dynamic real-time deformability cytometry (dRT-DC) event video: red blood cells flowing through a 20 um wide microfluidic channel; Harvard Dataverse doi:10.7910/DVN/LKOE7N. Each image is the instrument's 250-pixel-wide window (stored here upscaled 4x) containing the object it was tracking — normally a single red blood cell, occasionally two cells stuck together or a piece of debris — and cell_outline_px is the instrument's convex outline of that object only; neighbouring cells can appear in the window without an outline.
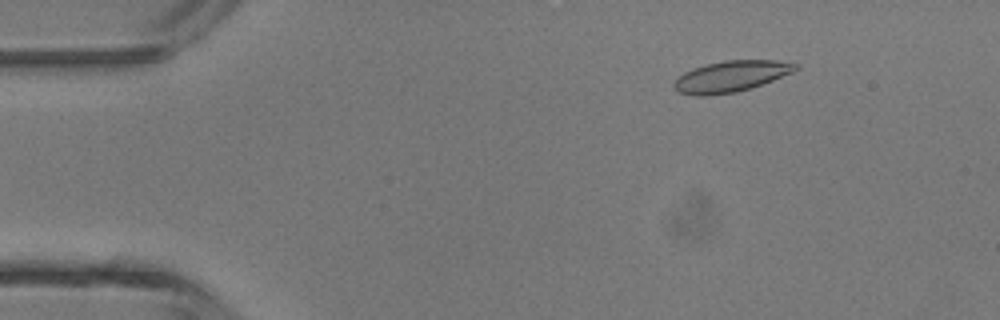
{"species": "common noctule bat (a hibernating species)", "species_latin": "Nyctalus noctula", "temperature_condition": "room temperature", "stored_images_in_passage": 46, "camera_frame_rate_fps": 3000, "um_per_image_px": 0.085, "animal": {"sex": "male", "body_mass_g": 13.3}, "frame": {"image": 1, "passage_image": 7, "time_ms": 2.0, "image_size_px": [1000, 320], "cell_outline_px": [[800, 68], [792, 72], [752, 88], [736, 92], [708, 96], [696, 96], [680, 92], [672, 84], [684, 72], [692, 68], [724, 60], [776, 60], [800, 64]], "centroid_in_image_um": [62.16, 6.49], "position_along_channel_um": 22.8, "area_um2": 21.96}}
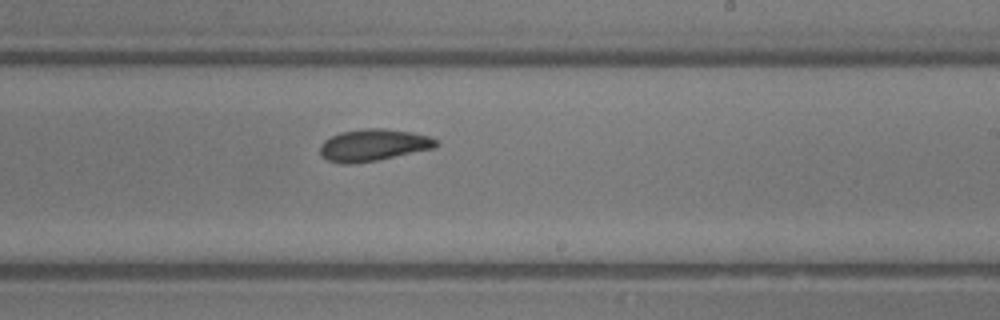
{"frame": {"image": 2, "passage_image": 28, "time_ms": 9.0, "image_size_px": [1000, 320], "cell_outline_px": [[440, 144], [436, 148], [376, 160], [348, 164], [344, 164], [328, 160], [320, 156], [320, 144], [324, 140], [340, 132], [368, 128], [384, 128], [412, 132], [432, 136], [440, 140]], "centroid_in_image_um": [31.79, 12.32], "position_along_channel_um": 257.2, "area_um2": 21.79}}
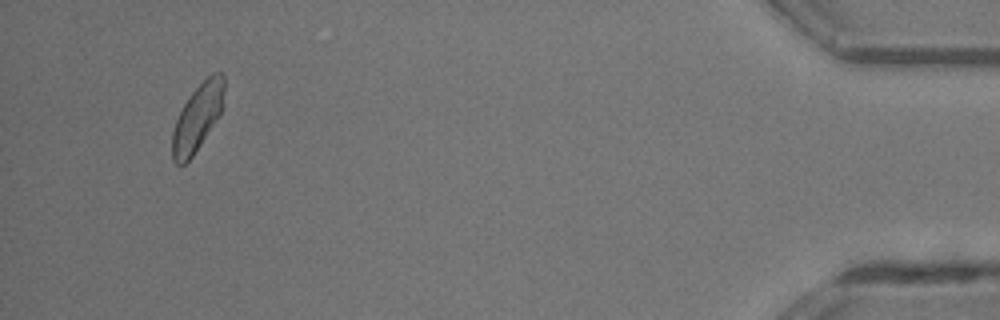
{"frame": {"image": 3, "passage_image": 44, "time_ms": 14.333, "image_size_px": [1000, 320], "cell_outline_px": [[224, 88], [220, 116], [192, 156], [184, 164], [176, 164], [172, 160], [172, 132], [176, 120], [184, 104], [192, 92], [212, 72], [220, 72], [224, 76]], "centroid_in_image_um": [16.78, 9.99], "position_along_channel_um": 418.4, "area_um2": 19.94}, "authors_computed_cell_mechanics": {"area_um2": 21.2993, "velocity_mm_per_s": 4.4855, "shape_relaxation_time_tau1_ms": null, "shape_relaxation_time_tau2_ms": 2.8257, "deformation_change_tau1": null, "deformation_change_tau2": 0.0867}}